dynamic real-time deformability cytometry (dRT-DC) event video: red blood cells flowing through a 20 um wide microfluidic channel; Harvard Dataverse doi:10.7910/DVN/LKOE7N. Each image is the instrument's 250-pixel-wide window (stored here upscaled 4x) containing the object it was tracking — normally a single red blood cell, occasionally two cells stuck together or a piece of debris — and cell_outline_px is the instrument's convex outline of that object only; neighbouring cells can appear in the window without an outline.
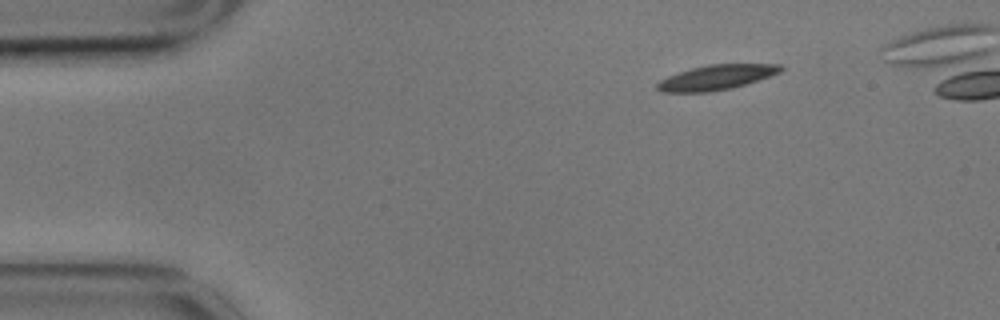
{"species": "common noctule bat (a hibernating species)", "species_latin": "Nyctalus noctula", "temperature_condition": "cold", "stored_images_in_passage": 46, "camera_frame_rate_fps": 3000, "um_per_image_px": 0.085, "animal": {"sex": "male", "body_mass_g": 17.9}, "frame": {"image": 1, "passage_image": 1, "time_ms": 0.0, "image_size_px": [1000, 320], "cell_outline_px": [[784, 68], [780, 72], [732, 88], [708, 92], [660, 92], [656, 88], [656, 84], [660, 80], [668, 76], [692, 68], [708, 64], [780, 64]], "centroid_in_image_um": [60.86, 6.58], "position_along_channel_um": 24.1, "area_um2": 17.69}}
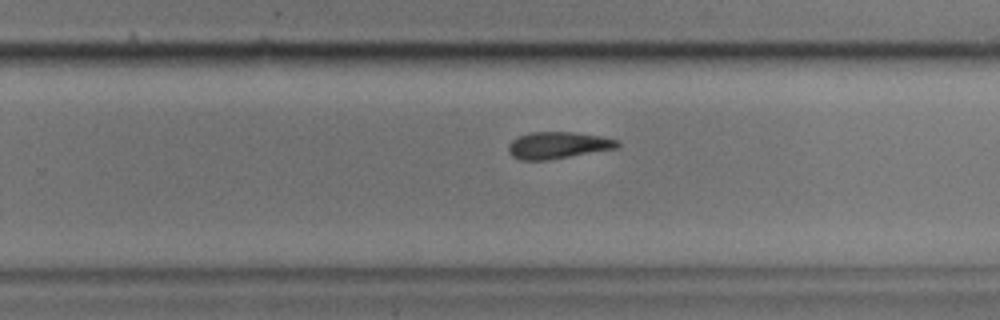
{"frame": {"image": 2, "passage_image": 29, "time_ms": 9.333, "image_size_px": [1000, 320], "cell_outline_px": [[620, 148], [548, 160], [520, 160], [512, 156], [508, 152], [508, 144], [512, 140], [528, 132], [576, 132], [604, 136], [620, 140]], "centroid_in_image_um": [47.48, 12.34], "position_along_channel_um": 282.3, "area_um2": 17.4}}
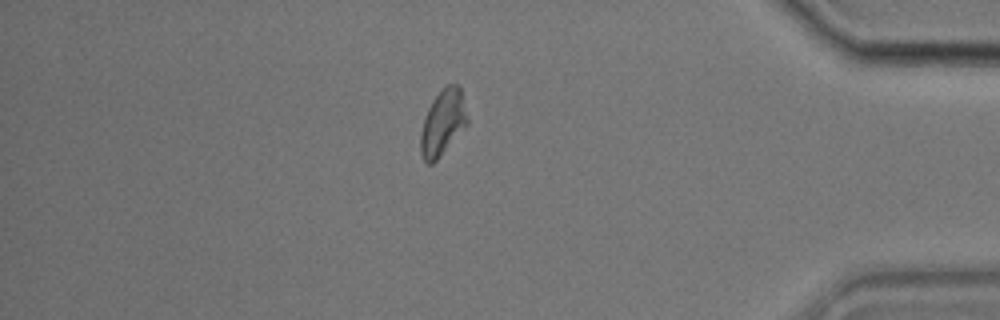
{"frame": {"image": 3, "passage_image": 42, "time_ms": 13.667, "image_size_px": [1000, 320], "cell_outline_px": [[468, 124], [440, 156], [432, 164], [428, 164], [424, 160], [420, 152], [420, 132], [428, 108], [432, 100], [448, 84], [460, 84], [468, 120]], "centroid_in_image_um": [37.64, 10.43], "position_along_channel_um": 397.6, "area_um2": 17.74}, "authors_computed_cell_mechanics": {"area_um2": 18.1492, "velocity_mm_per_s": 3.4703, "shape_relaxation_time_tau1_ms": 5.4493, "shape_relaxation_time_tau2_ms": 3.9253, "deformation_change_tau1": 0.1211, "deformation_change_tau2": 0.1168}}